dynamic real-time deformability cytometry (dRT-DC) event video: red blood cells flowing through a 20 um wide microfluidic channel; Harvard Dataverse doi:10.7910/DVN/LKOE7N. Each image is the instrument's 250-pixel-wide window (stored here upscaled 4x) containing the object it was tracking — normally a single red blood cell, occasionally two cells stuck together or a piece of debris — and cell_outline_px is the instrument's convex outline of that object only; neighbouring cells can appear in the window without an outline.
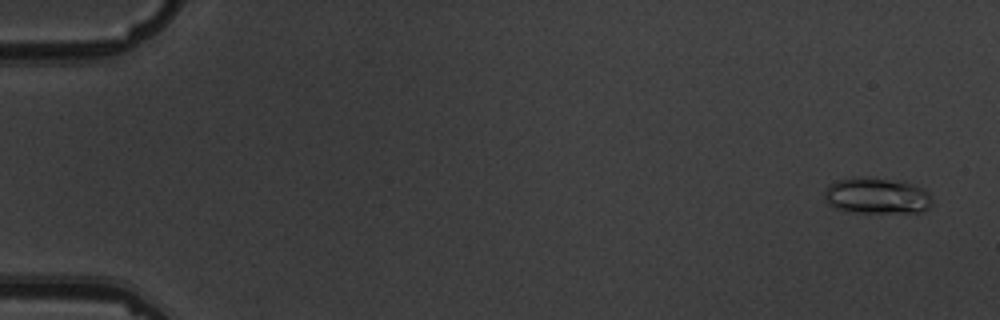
{"species": "common noctule bat (a hibernating species)", "species_latin": "Nyctalus noctula", "temperature_condition": "warm", "stored_images_in_passage": 5, "camera_frame_rate_fps": 3000, "um_per_image_px": 0.085, "animal": {"sex": "male", "body_mass_g": 19.5, "forearm_length_mm": 54.6}, "frame": {"image": 1, "passage_image": 1, "time_ms": 0.0, "image_size_px": [1000, 320], "cell_outline_px": [[932, 204], [928, 208], [920, 212], [856, 212], [832, 208], [824, 200], [824, 192], [828, 184], [836, 180], [852, 176], [904, 180], [924, 188], [928, 192], [932, 200]], "centroid_in_image_um": [74.5, 16.61], "position_along_channel_um": 10.5, "area_um2": 23.18}}